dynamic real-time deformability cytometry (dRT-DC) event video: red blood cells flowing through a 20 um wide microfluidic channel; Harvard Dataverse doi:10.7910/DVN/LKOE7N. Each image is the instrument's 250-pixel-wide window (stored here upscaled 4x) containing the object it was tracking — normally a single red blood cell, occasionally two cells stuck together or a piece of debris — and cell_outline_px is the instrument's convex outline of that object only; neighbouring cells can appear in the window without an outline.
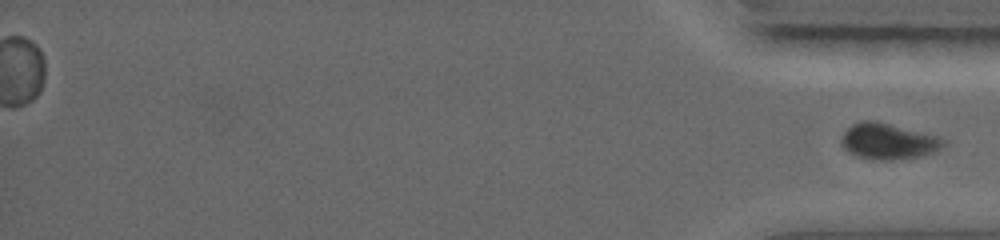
{"species": "common noctule bat (a hibernating species)", "species_latin": "Nyctalus noctula", "temperature_condition": "warm", "stored_images_in_passage": 56, "segment_of_instrument_passage": [2, 2], "camera_frame_rate_fps": 5000, "um_per_image_px": 0.085, "animal": {"sex": "female", "body_mass_g": 19.0, "forearm_length_mm": 56.7}, "frame": {"image": 1, "passage_image": 56, "time_ms": 11.2, "image_size_px": [1000, 240], "cell_outline_px": [[944, 144], [936, 152], [924, 156], [892, 160], [872, 160], [856, 156], [848, 152], [840, 144], [840, 140], [844, 132], [852, 124], [864, 120], [876, 120], [940, 136], [944, 140]], "centroid_in_image_um": [75.49, 12.01], "position_along_channel_um": 359.7, "area_um2": 21.79}}